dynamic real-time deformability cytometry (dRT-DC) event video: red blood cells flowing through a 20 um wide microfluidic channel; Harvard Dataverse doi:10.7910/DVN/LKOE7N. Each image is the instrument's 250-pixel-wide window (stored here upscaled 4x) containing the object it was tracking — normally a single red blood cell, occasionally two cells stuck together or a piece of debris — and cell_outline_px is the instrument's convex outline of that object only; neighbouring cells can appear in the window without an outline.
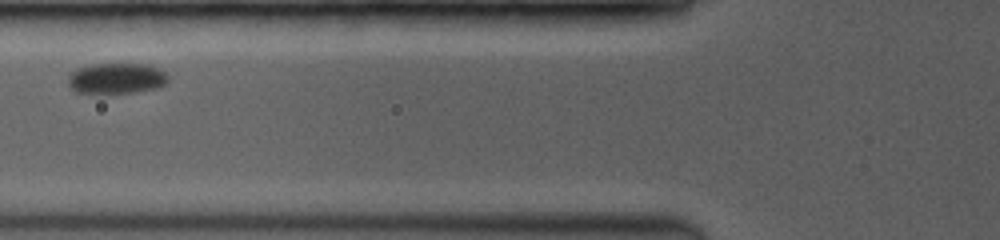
{"species": "common noctule bat (a hibernating species)", "species_latin": "Nyctalus noctula", "temperature_condition": "room temperature", "stored_images_in_passage": 6, "camera_frame_rate_fps": 3500, "um_per_image_px": 0.085, "animal": {"sex": "female", "body_mass_g": 19.0, "forearm_length_mm": 53.3}, "frame": {"image": 1, "passage_image": 3, "time_ms": 2.0, "image_size_px": [1000, 240], "cell_outline_px": [[168, 80], [164, 84], [156, 88], [136, 92], [76, 92], [68, 84], [68, 76], [76, 68], [92, 64], [148, 64], [160, 68], [168, 72]], "centroid_in_image_um": [9.94, 6.63], "position_along_channel_um": 115.9, "area_um2": 17.86}}
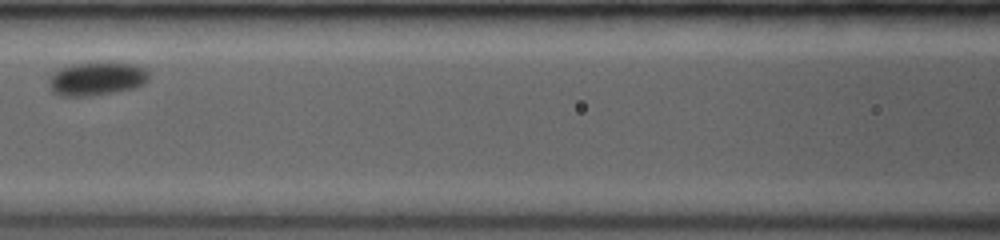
{"frame": {"image": 2, "passage_image": 4, "time_ms": 3.143, "image_size_px": [1000, 240], "cell_outline_px": [[148, 80], [144, 84], [136, 88], [116, 92], [88, 96], [60, 96], [52, 92], [48, 84], [52, 76], [60, 68], [72, 64], [108, 60], [136, 64], [144, 68], [148, 72]], "centroid_in_image_um": [8.27, 6.66], "position_along_channel_um": 158.3, "area_um2": 20.06}}
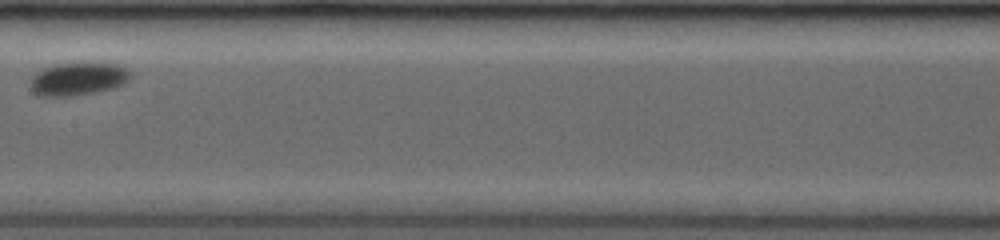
{"frame": {"image": 3, "passage_image": 5, "time_ms": 4.286, "image_size_px": [1000, 240], "cell_outline_px": [[132, 72], [128, 80], [124, 84], [112, 88], [96, 92], [72, 96], [40, 96], [32, 92], [28, 84], [32, 76], [36, 72], [44, 68], [56, 64], [80, 60], [124, 64]], "centroid_in_image_um": [6.66, 6.65], "position_along_channel_um": 200.7, "area_um2": 20.29}}